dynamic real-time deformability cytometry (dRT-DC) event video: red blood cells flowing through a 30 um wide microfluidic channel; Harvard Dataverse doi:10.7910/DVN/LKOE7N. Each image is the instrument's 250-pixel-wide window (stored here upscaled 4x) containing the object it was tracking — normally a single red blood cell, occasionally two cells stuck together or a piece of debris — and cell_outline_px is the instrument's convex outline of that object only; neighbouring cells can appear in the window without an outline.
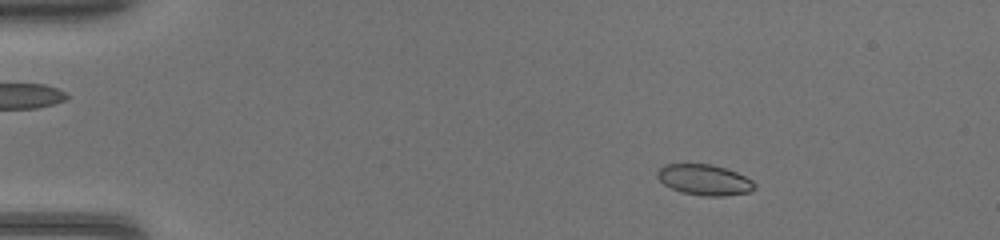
{"species": "common noctule bat (a hibernating species)", "species_latin": "Nyctalus noctula", "temperature_condition": "warm", "stored_images_in_passage": 48, "camera_frame_rate_fps": 3000, "um_per_image_px": 0.085, "animal": {"sex": "female", "body_mass_g": 17.0, "forearm_length_mm": 48.0}, "frame": {"image": 1, "passage_image": 9, "time_ms": 2.667, "image_size_px": [1000, 240], "cell_outline_px": [[756, 188], [748, 192], [724, 196], [704, 196], [680, 192], [664, 184], [656, 176], [656, 172], [664, 164], [712, 164], [736, 172], [752, 180], [756, 184]], "centroid_in_image_um": [59.87, 15.28], "position_along_channel_um": 25.1, "area_um2": 17.4}}
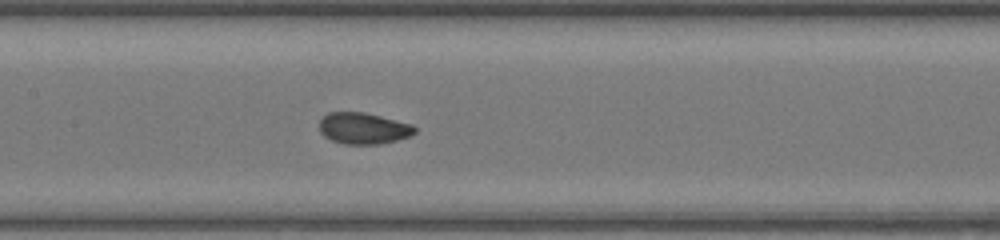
{"frame": {"image": 2, "passage_image": 25, "time_ms": 8.0, "image_size_px": [1000, 240], "cell_outline_px": [[416, 132], [412, 136], [380, 144], [344, 144], [332, 140], [324, 136], [320, 132], [320, 120], [328, 112], [364, 112], [412, 124], [416, 128]], "centroid_in_image_um": [30.9, 10.91], "position_along_channel_um": 176.5, "area_um2": 17.46}}
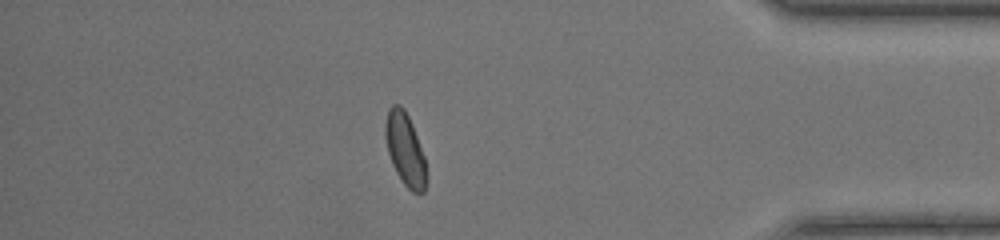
{"frame": {"image": 3, "passage_image": 42, "time_ms": 13.667, "image_size_px": [1000, 240], "cell_outline_px": [[428, 180], [424, 192], [412, 192], [404, 184], [396, 172], [392, 164], [388, 152], [384, 136], [384, 124], [388, 108], [392, 104], [400, 104], [404, 108], [412, 124], [424, 156], [428, 176]], "centroid_in_image_um": [34.43, 12.69], "position_along_channel_um": 400.8, "area_um2": 17.63}}